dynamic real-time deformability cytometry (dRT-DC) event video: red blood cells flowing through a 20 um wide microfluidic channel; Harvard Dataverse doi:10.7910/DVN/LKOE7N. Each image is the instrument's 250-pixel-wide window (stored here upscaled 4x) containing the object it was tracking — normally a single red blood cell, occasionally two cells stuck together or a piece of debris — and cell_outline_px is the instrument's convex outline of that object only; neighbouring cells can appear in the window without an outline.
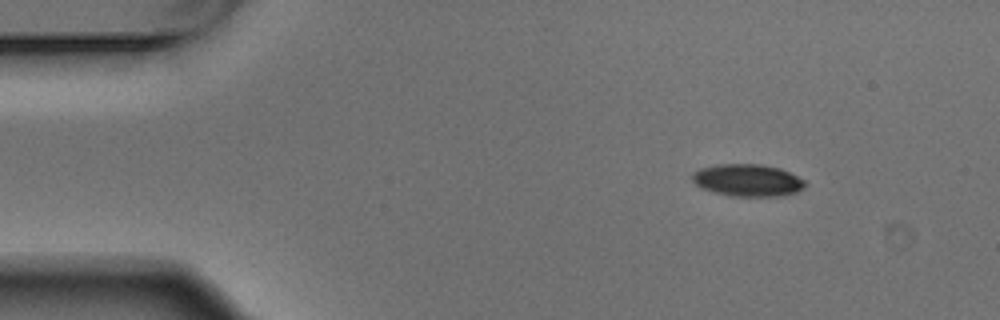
{"species": "Egyptian fruit bat (a non-hibernating species)", "species_latin": "Rousettus aegyptiacus", "temperature_condition": "warm", "stored_images_in_passage": 5, "camera_frame_rate_fps": 3000, "um_per_image_px": 0.085, "animal": {"sex": "male"}, "frame": {"image": 1, "passage_image": 1, "time_ms": 0.0, "image_size_px": [1000, 320], "cell_outline_px": [[808, 184], [804, 188], [796, 192], [780, 196], [732, 196], [716, 192], [704, 188], [696, 184], [692, 180], [692, 172], [700, 168], [716, 164], [760, 164], [780, 168], [804, 180]], "centroid_in_image_um": [63.56, 15.31], "position_along_channel_um": 21.4, "area_um2": 21.1}}
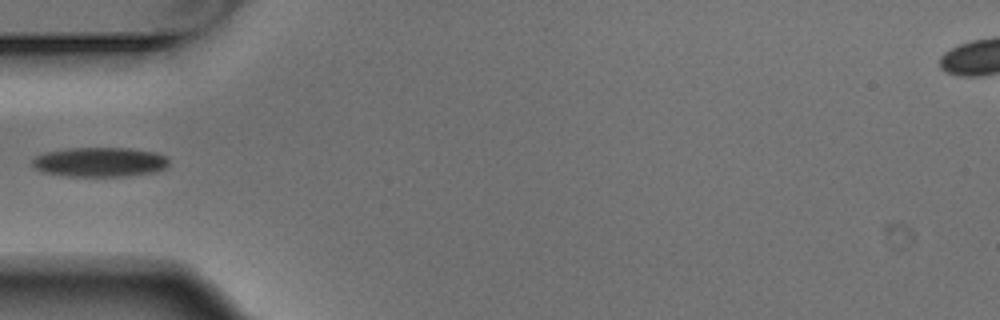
{"frame": {"image": 2, "passage_image": 4, "time_ms": 1.0, "image_size_px": [1000, 320], "cell_outline_px": [[168, 168], [156, 172], [128, 176], [64, 176], [44, 172], [36, 168], [32, 164], [32, 160], [36, 156], [44, 152], [68, 148], [128, 148], [156, 152], [168, 156]], "centroid_in_image_um": [8.53, 13.77], "position_along_channel_um": 76.5, "area_um2": 23.76}}
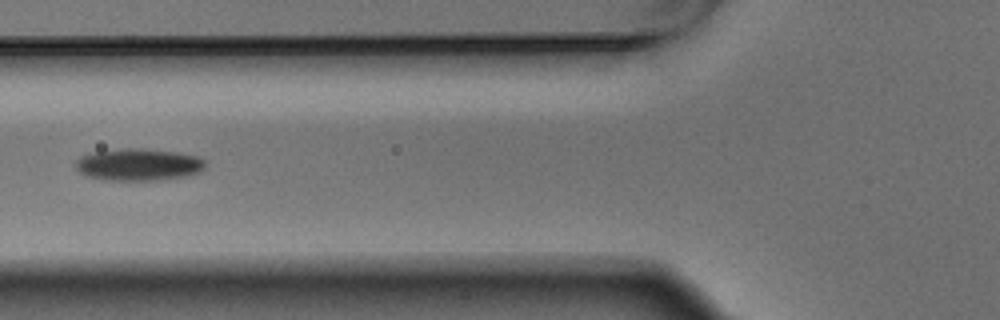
{"frame": {"image": 3, "passage_image": 5, "time_ms": 1.333, "image_size_px": [1000, 320], "cell_outline_px": [[204, 168], [200, 172], [188, 176], [156, 180], [104, 180], [88, 176], [80, 172], [76, 168], [76, 160], [80, 156], [96, 152], [120, 148], [144, 148], [176, 152], [196, 156], [204, 160]], "centroid_in_image_um": [11.78, 13.99], "position_along_channel_um": 114.0, "area_um2": 24.22}}